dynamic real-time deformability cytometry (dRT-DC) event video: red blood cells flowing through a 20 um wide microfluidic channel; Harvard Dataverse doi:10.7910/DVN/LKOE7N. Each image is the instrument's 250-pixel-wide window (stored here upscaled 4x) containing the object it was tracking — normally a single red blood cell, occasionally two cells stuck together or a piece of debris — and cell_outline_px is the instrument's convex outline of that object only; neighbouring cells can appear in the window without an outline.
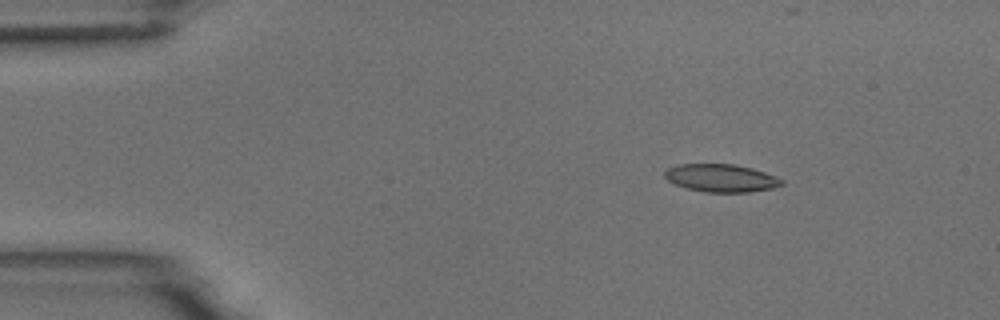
{"species": "common noctule bat (a hibernating species)", "species_latin": "Nyctalus noctula", "temperature_condition": "room temperature", "stored_images_in_passage": 6, "camera_frame_rate_fps": 3000, "um_per_image_px": 0.085, "animal": {"sex": "male", "body_mass_g": 18.8}, "frame": {"image": 1, "passage_image": 2, "time_ms": 1.333, "image_size_px": [1000, 320], "cell_outline_px": [[784, 184], [772, 188], [748, 192], [704, 192], [688, 188], [676, 184], [668, 180], [664, 176], [664, 172], [668, 168], [676, 164], [736, 164], [752, 168], [764, 172], [784, 180]], "centroid_in_image_um": [61.29, 15.12], "position_along_channel_um": 23.7, "area_um2": 18.9}}
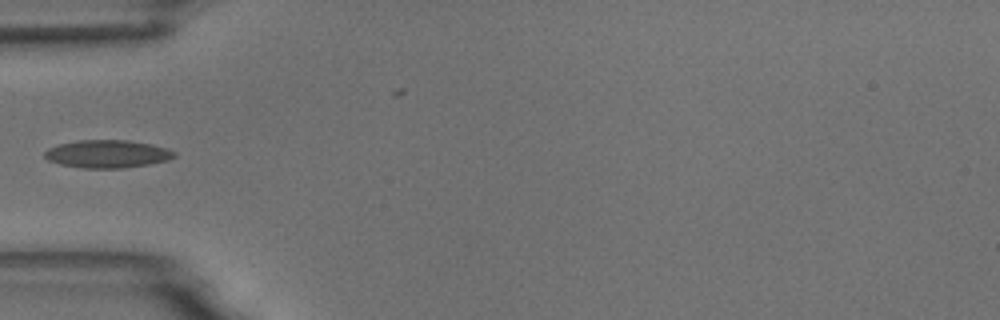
{"frame": {"image": 2, "passage_image": 5, "time_ms": 4.667, "image_size_px": [1000, 320], "cell_outline_px": [[176, 156], [168, 160], [148, 164], [120, 168], [84, 168], [60, 164], [48, 160], [44, 156], [44, 152], [48, 148], [60, 144], [76, 140], [128, 140], [152, 144], [176, 152]], "centroid_in_image_um": [9.11, 13.08], "position_along_channel_um": 75.9, "area_um2": 20.92}}